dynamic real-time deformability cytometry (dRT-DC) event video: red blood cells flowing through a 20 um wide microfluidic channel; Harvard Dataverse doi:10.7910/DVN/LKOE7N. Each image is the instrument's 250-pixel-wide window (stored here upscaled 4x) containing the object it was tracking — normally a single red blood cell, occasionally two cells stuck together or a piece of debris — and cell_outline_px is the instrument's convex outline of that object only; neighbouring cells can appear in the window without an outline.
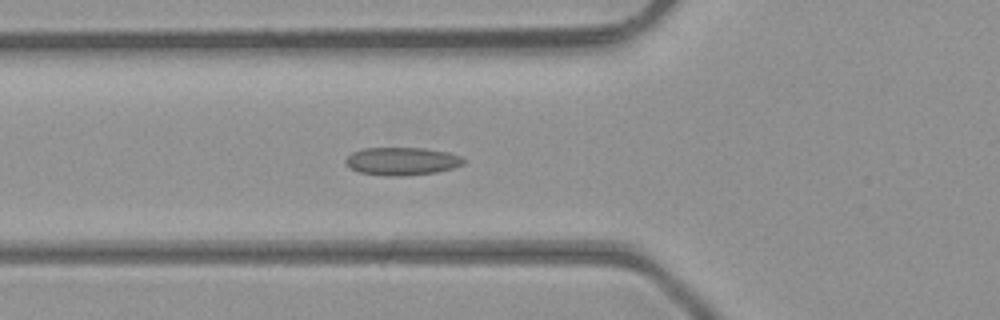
{"species": "common noctule bat (a hibernating species)", "species_latin": "Nyctalus noctula", "temperature_condition": "room temperature", "stored_images_in_passage": 47, "camera_frame_rate_fps": 3000, "um_per_image_px": 0.085, "animal": {"sex": "male", "body_mass_g": 23.1, "forearm_length_mm": 52.7}, "frame": {"image": 1, "passage_image": 17, "time_ms": 5.333, "image_size_px": [1000, 320], "cell_outline_px": [[464, 164], [452, 168], [436, 172], [404, 176], [388, 176], [360, 172], [344, 164], [344, 160], [352, 152], [364, 148], [424, 148], [448, 152], [460, 156], [464, 160]], "centroid_in_image_um": [34.15, 13.7], "position_along_channel_um": 91.7, "area_um2": 19.13}}
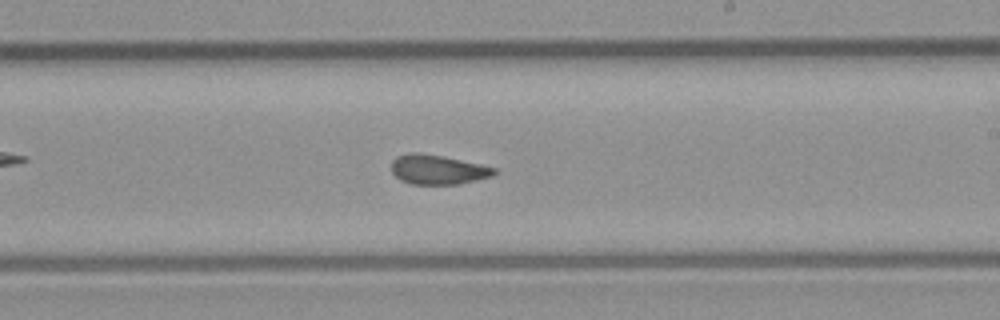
{"frame": {"image": 2, "passage_image": 28, "time_ms": 9.0, "image_size_px": [1000, 320], "cell_outline_px": [[496, 172], [492, 176], [460, 184], [412, 184], [400, 180], [392, 172], [392, 160], [396, 156], [412, 152], [416, 152], [444, 156], [480, 164], [496, 168]], "centroid_in_image_um": [37.2, 14.41], "position_along_channel_um": 251.8, "area_um2": 17.69}}
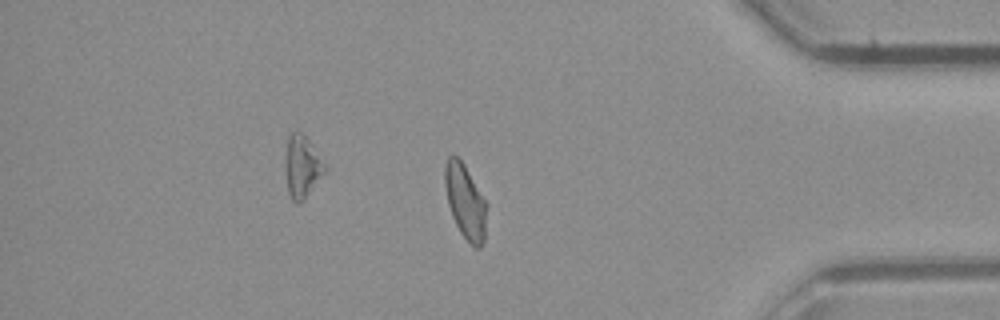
{"frame": {"image": 3, "passage_image": 40, "time_ms": 13.0, "image_size_px": [1000, 320], "cell_outline_px": [[488, 204], [484, 240], [480, 248], [476, 248], [460, 232], [452, 216], [448, 204], [444, 184], [444, 164], [448, 156], [456, 156], [464, 164]], "centroid_in_image_um": [39.55, 17.11], "position_along_channel_um": 395.6, "area_um2": 18.21}, "authors_computed_cell_mechanics": {"area_um2": 18.3226, "velocity_mm_per_s": 4.3384, "shape_relaxation_time_tau1_ms": null, "shape_relaxation_time_tau2_ms": 1.2693, "deformation_change_tau1": null, "deformation_change_tau2": 0.083}}